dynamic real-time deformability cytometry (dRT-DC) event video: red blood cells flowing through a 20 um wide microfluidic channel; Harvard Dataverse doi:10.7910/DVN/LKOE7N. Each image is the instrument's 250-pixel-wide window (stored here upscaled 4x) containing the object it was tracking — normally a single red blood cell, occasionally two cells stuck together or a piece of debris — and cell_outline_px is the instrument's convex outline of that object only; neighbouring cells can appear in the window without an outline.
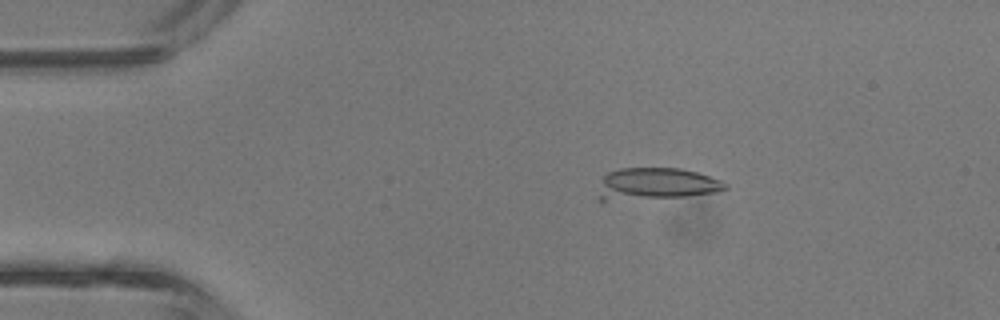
{"species": "common noctule bat (a hibernating species)", "species_latin": "Nyctalus noctula", "temperature_condition": "room temperature", "stored_images_in_passage": 9, "camera_frame_rate_fps": 3000, "um_per_image_px": 0.085, "animal": {"sex": "male", "body_mass_g": 13.3}, "frame": {"image": 1, "passage_image": 5, "time_ms": 1.333, "image_size_px": [1000, 320], "cell_outline_px": [[728, 188], [720, 192], [684, 196], [604, 200], [600, 200], [600, 196], [604, 176], [608, 172], [620, 168], [680, 168], [696, 172], [720, 180], [728, 184]], "centroid_in_image_um": [55.86, 15.61], "position_along_channel_um": 29.1, "area_um2": 23.0}}